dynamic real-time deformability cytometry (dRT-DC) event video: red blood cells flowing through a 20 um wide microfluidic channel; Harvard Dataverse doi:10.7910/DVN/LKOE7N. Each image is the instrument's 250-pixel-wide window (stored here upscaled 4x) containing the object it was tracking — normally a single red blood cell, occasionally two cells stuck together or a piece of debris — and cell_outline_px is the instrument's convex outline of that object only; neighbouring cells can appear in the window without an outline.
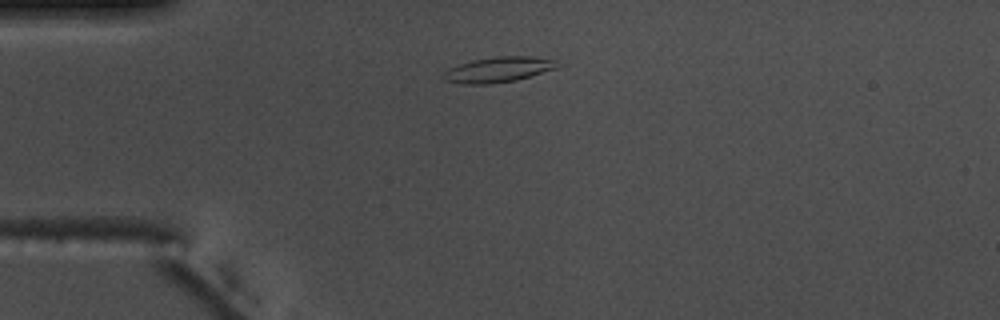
{"species": "common noctule bat (a hibernating species)", "species_latin": "Nyctalus noctula", "temperature_condition": "warm", "stored_images_in_passage": 42, "camera_frame_rate_fps": 3000, "um_per_image_px": 0.085, "animal": {"sex": "male", "body_mass_g": 17.5, "forearm_length_mm": 52.3}, "frame": {"image": 1, "passage_image": 1, "time_ms": 0.0, "image_size_px": [1000, 320], "cell_outline_px": [[564, 64], [556, 68], [516, 80], [488, 84], [464, 84], [444, 80], [440, 76], [448, 68], [472, 60], [496, 56], [528, 56], [556, 60]], "centroid_in_image_um": [42.35, 5.91], "position_along_channel_um": 42.6, "area_um2": 16.88}}
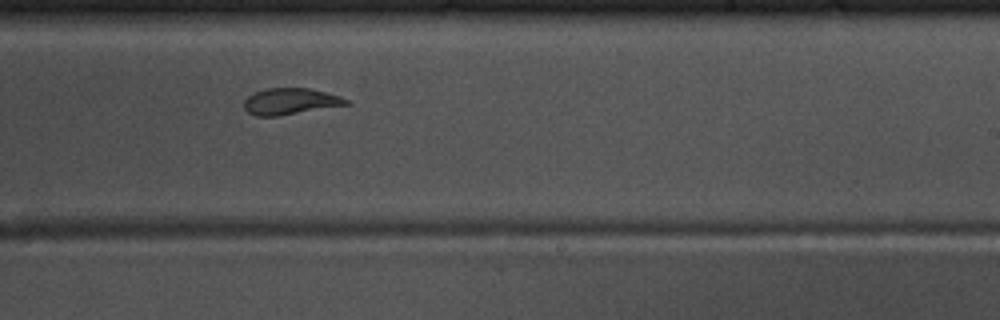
{"frame": {"image": 2, "passage_image": 21, "time_ms": 6.667, "image_size_px": [1000, 320], "cell_outline_px": [[348, 104], [280, 116], [256, 116], [248, 112], [244, 108], [244, 100], [248, 96], [264, 88], [308, 88], [340, 96], [348, 100]], "centroid_in_image_um": [24.63, 8.62], "position_along_channel_um": 264.4, "area_um2": 15.55}}
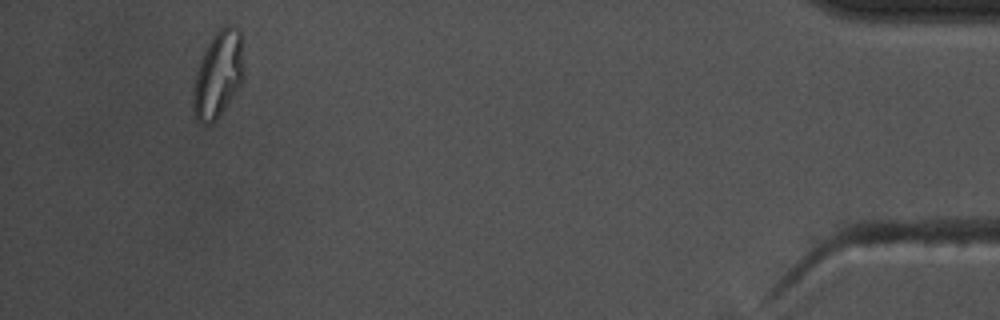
{"frame": {"image": 3, "passage_image": 39, "time_ms": 12.667, "image_size_px": [1000, 320], "cell_outline_px": [[244, 80], [240, 88], [216, 120], [212, 124], [204, 124], [196, 120], [192, 108], [192, 88], [196, 72], [200, 60], [212, 36], [224, 24], [232, 24], [240, 28], [244, 36]], "centroid_in_image_um": [18.59, 6.29], "position_along_channel_um": 416.6, "area_um2": 26.7}, "authors_computed_cell_mechanics": {"area_um2": 16.2129, "velocity_mm_per_s": 3.6934, "shape_relaxation_time_tau1_ms": null, "shape_relaxation_time_tau2_ms": 1.1414, "deformation_change_tau1": null, "deformation_change_tau2": 0.0694}}